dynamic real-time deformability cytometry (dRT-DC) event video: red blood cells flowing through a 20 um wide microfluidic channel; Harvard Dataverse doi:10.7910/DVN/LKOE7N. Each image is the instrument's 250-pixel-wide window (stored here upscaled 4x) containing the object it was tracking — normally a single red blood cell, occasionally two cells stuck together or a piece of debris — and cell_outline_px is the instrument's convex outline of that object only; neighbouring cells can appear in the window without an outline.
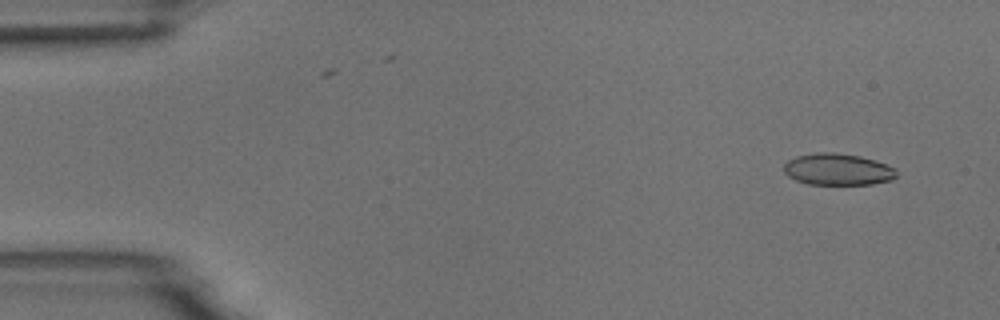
{"species": "common noctule bat (a hibernating species)", "species_latin": "Nyctalus noctula", "temperature_condition": "room temperature", "stored_images_in_passage": 6, "camera_frame_rate_fps": 3000, "um_per_image_px": 0.085, "animal": {"sex": "male", "body_mass_g": 18.8}, "frame": {"image": 1, "passage_image": 1, "time_ms": 0.0, "image_size_px": [1000, 320], "cell_outline_px": [[896, 176], [892, 180], [872, 184], [808, 184], [796, 180], [788, 176], [784, 172], [784, 164], [788, 160], [796, 156], [816, 152], [832, 152], [860, 156], [896, 168]], "centroid_in_image_um": [71.18, 14.4], "position_along_channel_um": 13.8, "area_um2": 20.69}}
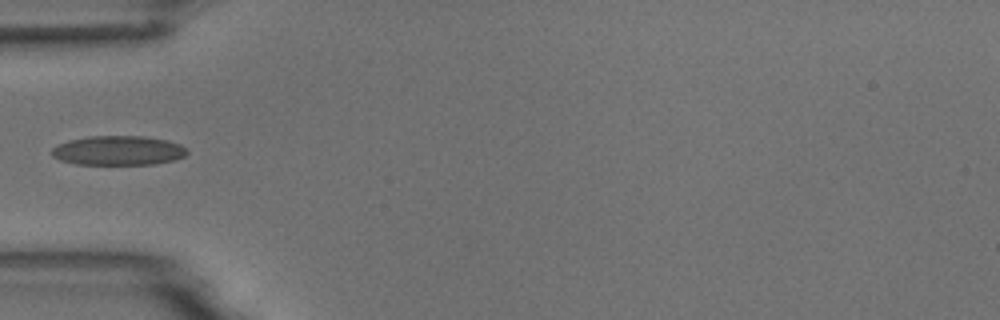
{"frame": {"image": 2, "passage_image": 5, "time_ms": 4.667, "image_size_px": [1000, 320], "cell_outline_px": [[188, 152], [184, 156], [172, 160], [152, 164], [76, 164], [60, 160], [52, 156], [52, 148], [68, 140], [88, 136], [144, 136], [168, 140], [180, 144]], "centroid_in_image_um": [10.03, 12.78], "position_along_channel_um": 75.0, "area_um2": 23.06}}
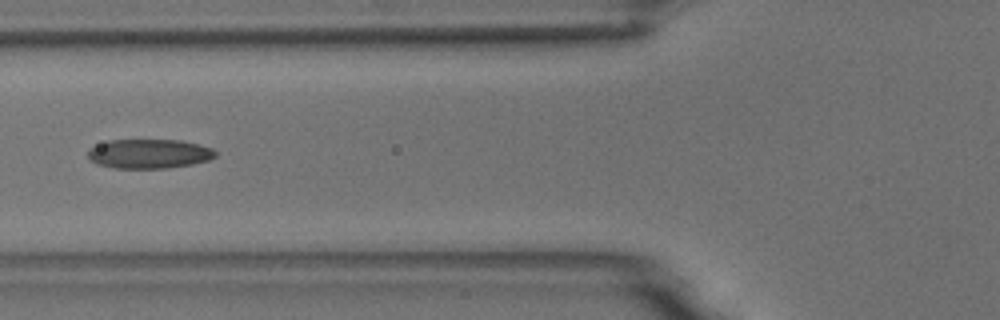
{"frame": {"image": 3, "passage_image": 6, "time_ms": 5.667, "image_size_px": [1000, 320], "cell_outline_px": [[216, 156], [208, 160], [192, 164], [168, 168], [112, 168], [96, 164], [88, 160], [88, 148], [108, 140], [180, 140], [200, 144], [212, 148], [216, 152]], "centroid_in_image_um": [12.64, 13.07], "position_along_channel_um": 113.2, "area_um2": 22.02}}